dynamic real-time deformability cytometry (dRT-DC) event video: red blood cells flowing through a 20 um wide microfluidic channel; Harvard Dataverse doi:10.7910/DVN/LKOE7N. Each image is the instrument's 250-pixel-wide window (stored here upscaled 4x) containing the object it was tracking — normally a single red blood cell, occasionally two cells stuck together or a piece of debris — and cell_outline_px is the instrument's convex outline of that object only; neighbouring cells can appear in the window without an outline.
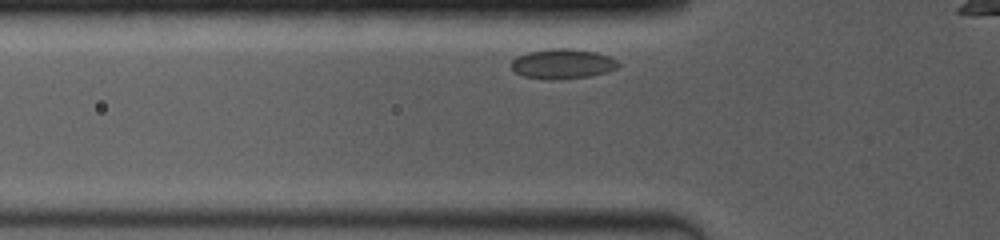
{"species": "common noctule bat (a hibernating species)", "species_latin": "Nyctalus noctula", "temperature_condition": "room temperature", "stored_images_in_passage": 3, "camera_frame_rate_fps": 4000, "um_per_image_px": 0.085, "animal": {"sex": "female", "body_mass_g": 19.0, "forearm_length_mm": 53.3}, "frame": {"image": 1, "passage_image": 3, "time_ms": 2.25, "image_size_px": [1000, 240], "cell_outline_px": [[620, 68], [608, 72], [588, 76], [556, 80], [552, 80], [524, 76], [516, 72], [508, 64], [516, 56], [528, 52], [552, 48], [568, 48], [596, 52], [608, 56], [616, 60], [620, 64]], "centroid_in_image_um": [47.82, 5.42], "position_along_channel_um": 78.0, "area_um2": 18.79}}